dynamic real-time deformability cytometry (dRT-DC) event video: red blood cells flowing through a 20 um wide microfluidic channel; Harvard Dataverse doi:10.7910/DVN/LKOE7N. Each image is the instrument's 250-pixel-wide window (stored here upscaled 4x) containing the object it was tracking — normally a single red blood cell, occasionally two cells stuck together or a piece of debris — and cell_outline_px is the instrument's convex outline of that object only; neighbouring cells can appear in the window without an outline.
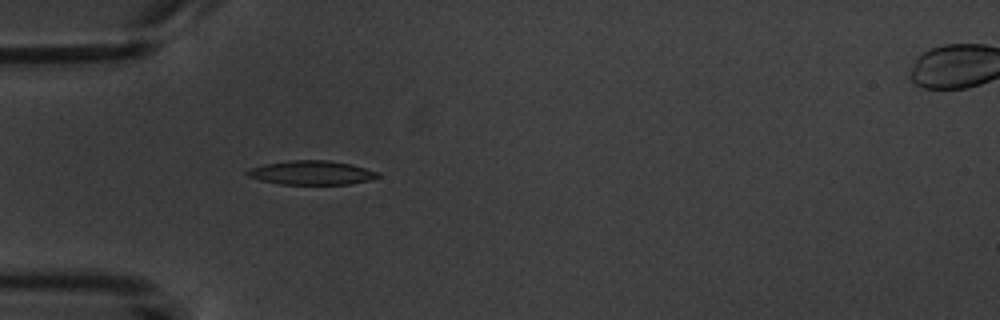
{"species": "common noctule bat (a hibernating species)", "species_latin": "Nyctalus noctula", "temperature_condition": "warm", "stored_images_in_passage": 4, "segment_of_instrument_passage": [1, 2], "camera_frame_rate_fps": 3000, "um_per_image_px": 0.085, "animal": {"sex": "male", "body_mass_g": 20.1, "forearm_length_mm": 53.5}, "frame": {"image": 1, "passage_image": 3, "time_ms": 2.333, "image_size_px": [1000, 320], "cell_outline_px": [[380, 176], [372, 180], [348, 184], [280, 184], [260, 180], [248, 176], [244, 172], [248, 168], [264, 164], [288, 160], [328, 160], [352, 164], [380, 172]], "centroid_in_image_um": [26.49, 14.67], "position_along_channel_um": 58.5, "area_um2": 18.5}}